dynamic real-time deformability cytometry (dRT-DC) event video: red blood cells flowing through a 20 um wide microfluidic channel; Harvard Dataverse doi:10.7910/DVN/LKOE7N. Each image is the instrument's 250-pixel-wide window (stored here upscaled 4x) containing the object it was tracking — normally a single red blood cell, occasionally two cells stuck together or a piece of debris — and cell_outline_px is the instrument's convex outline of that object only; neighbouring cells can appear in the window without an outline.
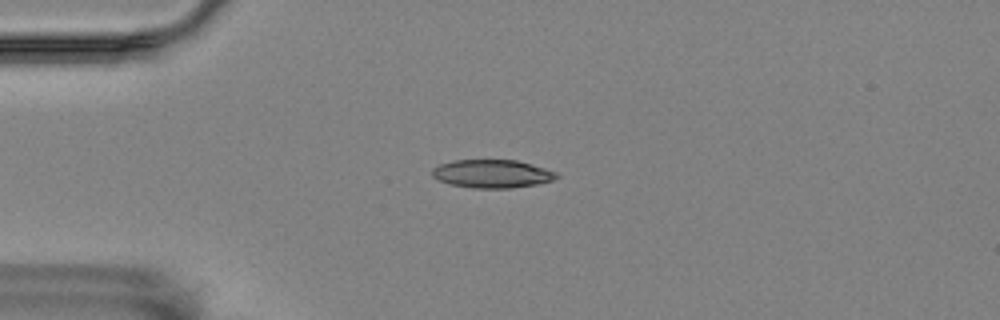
{"species": "Egyptian fruit bat (a non-hibernating species)", "species_latin": "Rousettus aegyptiacus", "temperature_condition": "room temperature", "stored_images_in_passage": 3, "camera_frame_rate_fps": 3000, "um_per_image_px": 0.085, "animal": {"sex": "female"}, "frame": {"image": 1, "passage_image": 3, "time_ms": 0.667, "image_size_px": [1000, 320], "cell_outline_px": [[560, 176], [552, 180], [536, 184], [512, 188], [472, 188], [448, 184], [432, 176], [432, 168], [440, 164], [452, 160], [516, 160], [544, 168], [556, 172]], "centroid_in_image_um": [41.8, 14.77], "position_along_channel_um": 43.2, "area_um2": 20.4}}